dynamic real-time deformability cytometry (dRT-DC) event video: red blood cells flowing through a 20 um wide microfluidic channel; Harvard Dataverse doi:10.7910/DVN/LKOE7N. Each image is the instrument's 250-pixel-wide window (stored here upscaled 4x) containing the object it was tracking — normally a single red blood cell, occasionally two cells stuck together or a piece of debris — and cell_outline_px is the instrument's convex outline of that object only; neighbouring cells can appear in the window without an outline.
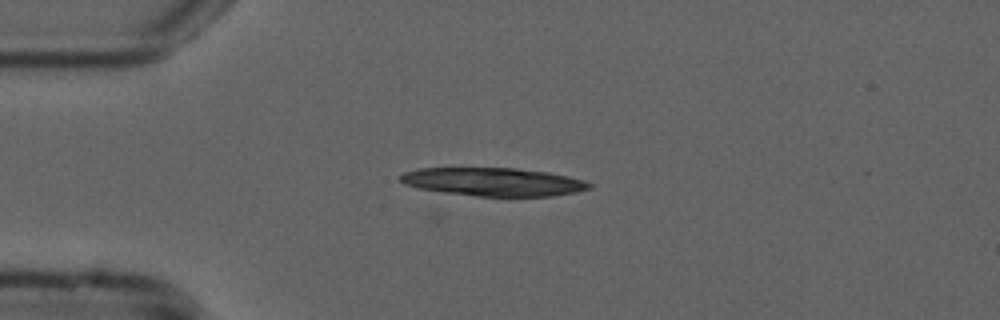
{"species": "common noctule bat (a hibernating species)", "species_latin": "Nyctalus noctula", "temperature_condition": "cold", "stored_images_in_passage": 3, "camera_frame_rate_fps": 3000, "um_per_image_px": 0.085, "animal": {"sex": "male", "forearm_length_mm": 52.5}, "frame": {"image": 1, "passage_image": 3, "time_ms": 0.667, "image_size_px": [1000, 320], "cell_outline_px": [[592, 188], [576, 192], [552, 196], [476, 196], [444, 192], [420, 188], [404, 184], [400, 180], [400, 176], [404, 172], [420, 168], [516, 168], [548, 172], [568, 176], [584, 180], [592, 184]], "centroid_in_image_um": [41.97, 15.45], "position_along_channel_um": 43.0, "area_um2": 31.04}}